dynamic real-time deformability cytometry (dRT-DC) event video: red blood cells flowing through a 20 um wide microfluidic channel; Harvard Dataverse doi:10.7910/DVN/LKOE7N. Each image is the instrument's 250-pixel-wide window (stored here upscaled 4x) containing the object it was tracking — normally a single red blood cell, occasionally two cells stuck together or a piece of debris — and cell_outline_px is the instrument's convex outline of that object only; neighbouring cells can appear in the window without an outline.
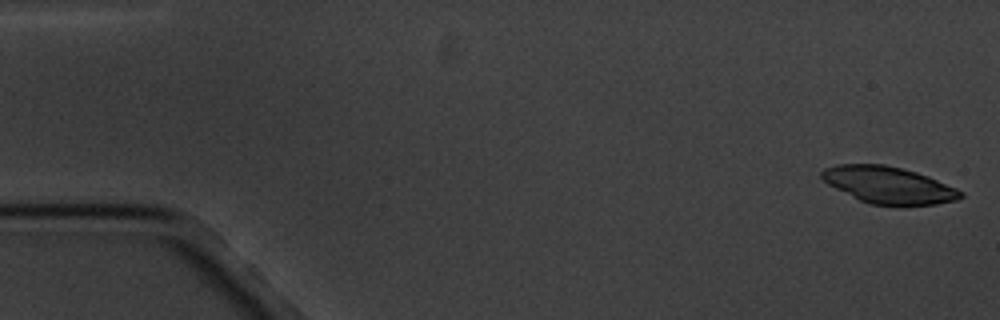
{"species": "common noctule bat (a hibernating species)", "species_latin": "Nyctalus noctula", "temperature_condition": "cold", "stored_images_in_passage": 5, "camera_frame_rate_fps": 3000, "um_per_image_px": 0.085, "animal": {"sex": "male", "body_mass_g": 20.1, "forearm_length_mm": 53.5}, "frame": {"image": 1, "passage_image": 1, "time_ms": 0.0, "image_size_px": [1000, 320], "cell_outline_px": [[964, 196], [956, 200], [936, 204], [904, 208], [868, 204], [828, 184], [820, 176], [820, 172], [824, 168], [836, 164], [884, 164], [916, 172], [928, 176], [956, 188], [964, 192]], "centroid_in_image_um": [75.56, 15.76], "position_along_channel_um": 9.4, "area_um2": 30.4}}